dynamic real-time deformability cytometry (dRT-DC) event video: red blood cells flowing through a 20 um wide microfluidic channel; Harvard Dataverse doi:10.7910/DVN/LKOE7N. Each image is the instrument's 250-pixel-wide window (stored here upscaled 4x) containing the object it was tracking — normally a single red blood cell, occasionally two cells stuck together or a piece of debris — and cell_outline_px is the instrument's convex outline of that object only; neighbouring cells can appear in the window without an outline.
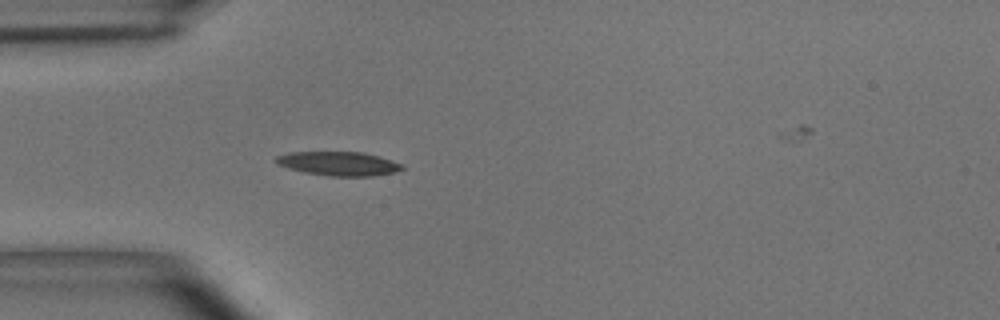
{"species": "common noctule bat (a hibernating species)", "species_latin": "Nyctalus noctula", "temperature_condition": "room temperature", "stored_images_in_passage": 36, "camera_frame_rate_fps": 3000, "um_per_image_px": 0.085, "animal": {"sex": "male", "body_mass_g": 15.6}, "frame": {"image": 1, "passage_image": 1, "time_ms": 0.0, "image_size_px": [1000, 320], "cell_outline_px": [[404, 168], [396, 172], [372, 176], [328, 176], [304, 172], [288, 168], [276, 164], [272, 160], [276, 156], [288, 152], [364, 152], [380, 156], [400, 164]], "centroid_in_image_um": [28.73, 13.9], "position_along_channel_um": 56.3, "area_um2": 17.74}}
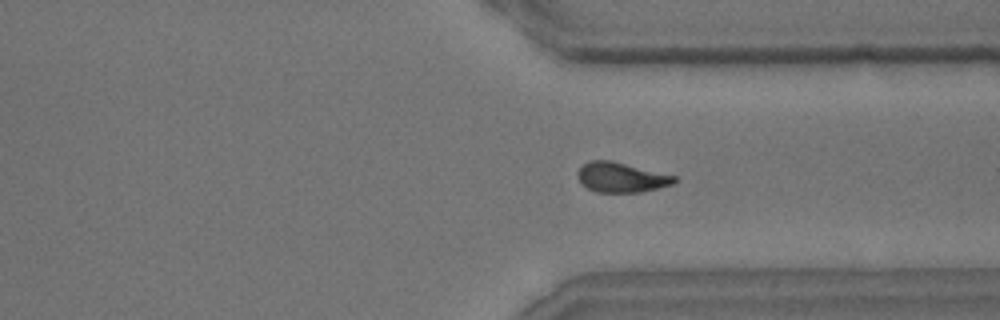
{"frame": {"image": 2, "passage_image": 26, "time_ms": 8.333, "image_size_px": [1000, 320], "cell_outline_px": [[676, 180], [672, 184], [660, 188], [640, 192], [596, 192], [588, 188], [580, 180], [576, 172], [584, 164], [592, 160], [612, 160], [676, 176]], "centroid_in_image_um": [52.82, 15.07], "position_along_channel_um": 358.6, "area_um2": 16.7}}
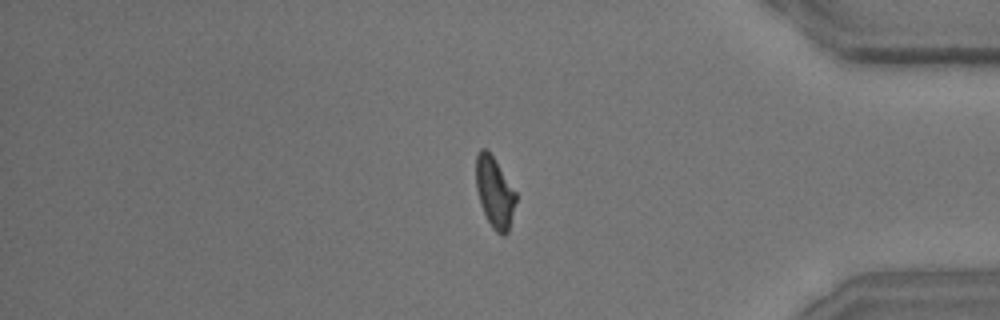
{"frame": {"image": 3, "passage_image": 31, "time_ms": 10.0, "image_size_px": [1000, 320], "cell_outline_px": [[516, 200], [508, 232], [504, 236], [496, 232], [492, 228], [480, 204], [476, 188], [476, 156], [480, 148], [484, 148], [492, 156], [516, 192]], "centroid_in_image_um": [42.03, 16.37], "position_along_channel_um": 393.2, "area_um2": 16.18}}